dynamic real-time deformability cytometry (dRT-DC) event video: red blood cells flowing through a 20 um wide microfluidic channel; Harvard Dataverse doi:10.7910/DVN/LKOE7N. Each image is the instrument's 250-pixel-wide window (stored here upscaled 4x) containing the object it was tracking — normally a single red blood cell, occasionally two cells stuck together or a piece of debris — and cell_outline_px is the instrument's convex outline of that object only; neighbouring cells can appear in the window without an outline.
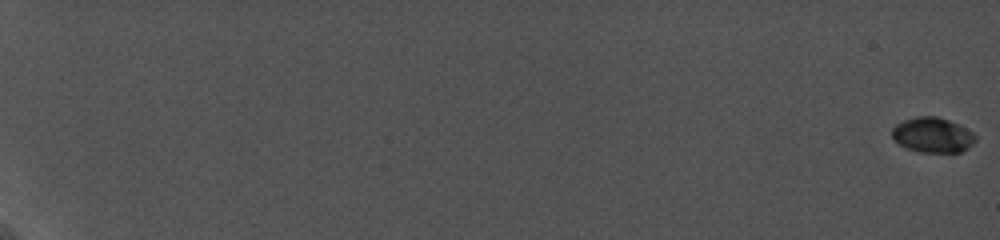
{"species": "common noctule bat (a hibernating species)", "species_latin": "Nyctalus noctula", "temperature_condition": "cold", "stored_images_in_passage": 50, "camera_frame_rate_fps": 5000, "um_per_image_px": 0.085, "animal": {"sex": "female", "body_mass_g": 19.0, "forearm_length_mm": 56.7}, "frame": {"image": 1, "passage_image": 1, "time_ms": 0.0, "image_size_px": [1000, 240], "cell_outline_px": [[976, 140], [968, 148], [960, 152], [920, 152], [908, 148], [900, 144], [892, 136], [892, 128], [896, 124], [904, 120], [916, 116], [936, 116], [948, 120], [972, 132], [976, 136]], "centroid_in_image_um": [79.27, 11.47], "position_along_channel_um": 5.7, "area_um2": 16.82}}
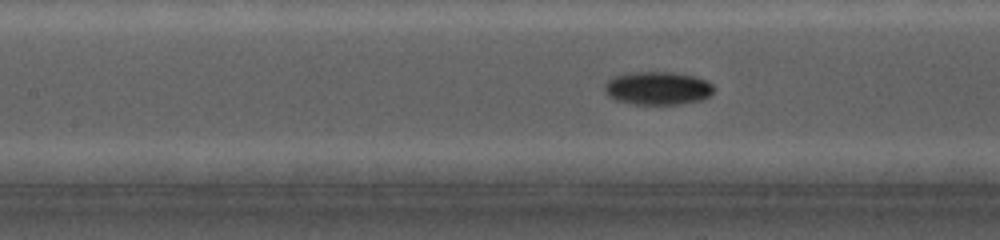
{"frame": {"image": 2, "passage_image": 30, "time_ms": 11.2, "image_size_px": [1000, 240], "cell_outline_px": [[716, 88], [708, 96], [700, 100], [680, 104], [632, 104], [616, 100], [608, 96], [604, 92], [604, 84], [612, 76], [628, 72], [676, 72], [696, 76], [712, 84]], "centroid_in_image_um": [55.87, 7.48], "position_along_channel_um": 151.5, "area_um2": 21.39}}
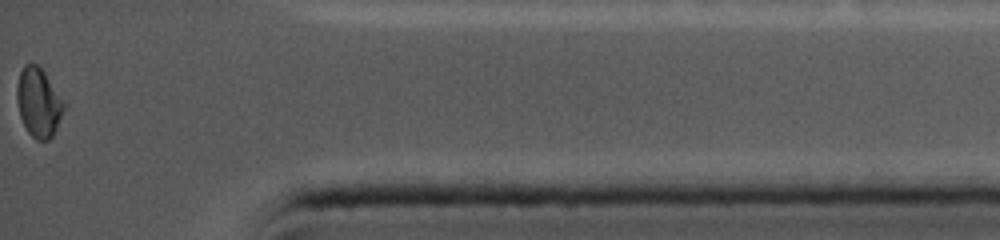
{"frame": {"image": 3, "passage_image": 50, "time_ms": 19.0, "image_size_px": [1000, 240], "cell_outline_px": [[64, 108], [56, 128], [52, 136], [48, 140], [36, 140], [28, 132], [20, 116], [16, 100], [16, 88], [20, 72], [24, 64], [36, 64], [44, 72], [64, 100]], "centroid_in_image_um": [3.26, 8.71], "position_along_channel_um": 431.9, "area_um2": 18.73}, "authors_computed_cell_mechanics": {"area_um2": 18.5249, "velocity_mm_per_s": 3.7635, "shape_relaxation_time_tau1_ms": 5.3751, "shape_relaxation_time_tau2_ms": 2.4588, "deformation_change_tau1": 0.143, "deformation_change_tau2": 0.0319}}